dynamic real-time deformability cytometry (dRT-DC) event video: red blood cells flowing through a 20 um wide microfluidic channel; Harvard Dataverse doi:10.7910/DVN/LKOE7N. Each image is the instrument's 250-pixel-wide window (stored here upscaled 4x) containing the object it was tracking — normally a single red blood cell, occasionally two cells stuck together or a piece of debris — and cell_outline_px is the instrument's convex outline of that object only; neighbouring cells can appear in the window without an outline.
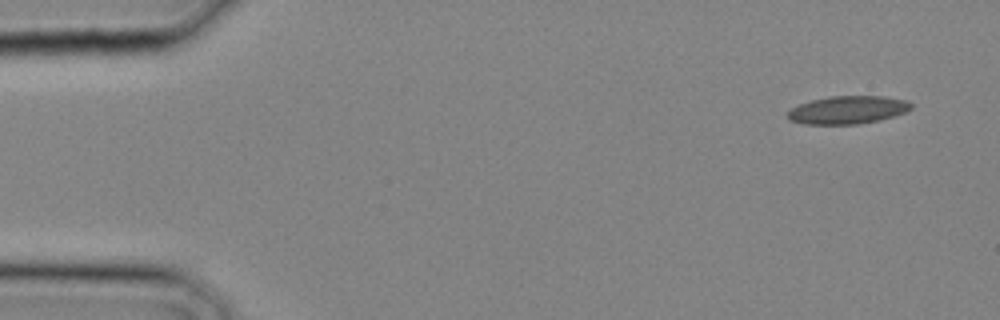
{"species": "common noctule bat (a hibernating species)", "species_latin": "Nyctalus noctula", "temperature_condition": "cold", "stored_images_in_passage": 9, "camera_frame_rate_fps": 3000, "um_per_image_px": 0.085, "animal": {"sex": "male", "body_mass_g": 20.4}, "frame": {"image": 1, "passage_image": 1, "time_ms": 0.0, "image_size_px": [1000, 320], "cell_outline_px": [[912, 108], [904, 112], [880, 120], [860, 124], [804, 124], [788, 120], [784, 116], [792, 108], [800, 104], [812, 100], [832, 96], [884, 96], [908, 100], [912, 104]], "centroid_in_image_um": [72.04, 9.34], "position_along_channel_um": 13.0, "area_um2": 20.17}}
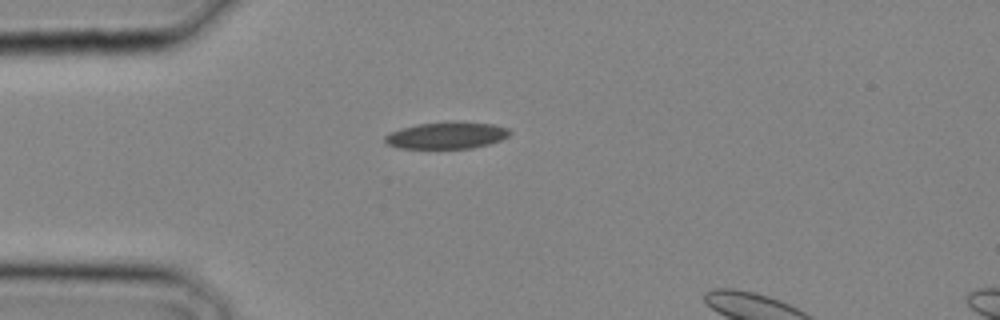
{"frame": {"image": 2, "passage_image": 7, "time_ms": 2.0, "image_size_px": [1000, 320], "cell_outline_px": [[512, 132], [508, 136], [500, 140], [488, 144], [472, 148], [400, 148], [388, 144], [384, 140], [384, 136], [400, 128], [416, 124], [448, 120], [456, 120], [492, 124], [508, 128]], "centroid_in_image_um": [37.98, 11.48], "position_along_channel_um": 47.0, "area_um2": 19.77}}